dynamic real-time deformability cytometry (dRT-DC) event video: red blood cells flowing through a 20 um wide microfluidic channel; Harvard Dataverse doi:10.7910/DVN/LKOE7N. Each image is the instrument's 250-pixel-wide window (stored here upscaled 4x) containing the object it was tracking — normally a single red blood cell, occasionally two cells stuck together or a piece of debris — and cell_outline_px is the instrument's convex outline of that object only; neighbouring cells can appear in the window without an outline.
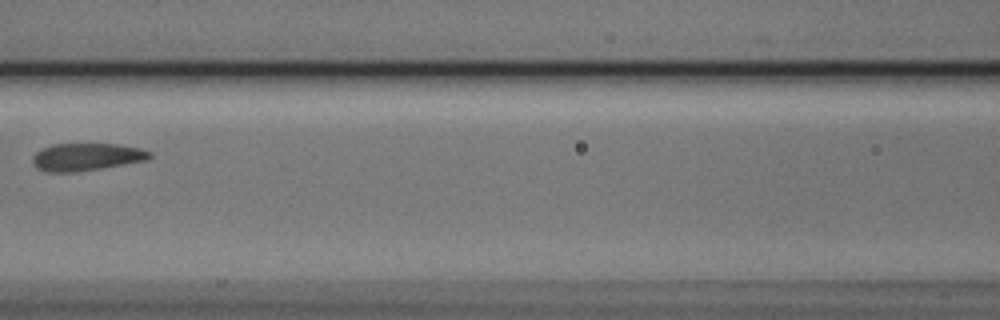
{"species": "Egyptian fruit bat (a non-hibernating species)", "species_latin": "Rousettus aegyptiacus", "temperature_condition": "cold", "stored_images_in_passage": 5, "camera_frame_rate_fps": 3000, "um_per_image_px": 0.085, "animal": {"sex": "male"}, "frame": {"image": 1, "passage_image": 5, "time_ms": 1.333, "image_size_px": [1000, 320], "cell_outline_px": [[152, 156], [148, 160], [76, 172], [44, 172], [36, 168], [32, 164], [32, 156], [36, 152], [52, 144], [116, 144], [140, 148], [152, 152]], "centroid_in_image_um": [7.33, 13.34], "position_along_channel_um": 159.3, "area_um2": 18.84}}